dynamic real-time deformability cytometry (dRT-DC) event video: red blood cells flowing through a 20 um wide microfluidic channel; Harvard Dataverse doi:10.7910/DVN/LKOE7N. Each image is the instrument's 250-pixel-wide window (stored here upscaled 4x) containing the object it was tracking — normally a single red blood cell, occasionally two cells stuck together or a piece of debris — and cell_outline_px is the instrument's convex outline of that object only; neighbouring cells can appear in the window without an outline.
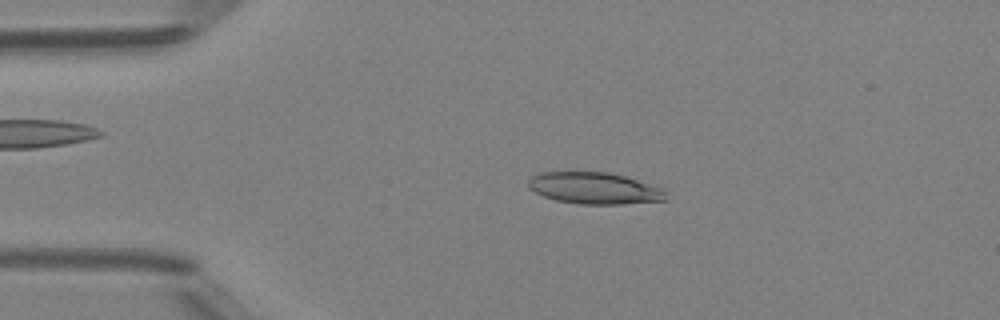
{"species": "Egyptian fruit bat (a non-hibernating species)", "species_latin": "Rousettus aegyptiacus", "temperature_condition": "room temperature", "stored_images_in_passage": 49, "camera_frame_rate_fps": 3000, "um_per_image_px": 0.085, "animal": {"sex": "female"}, "frame": {"image": 1, "passage_image": 10, "time_ms": 3.0, "image_size_px": [1000, 320], "cell_outline_px": [[668, 200], [620, 204], [580, 204], [556, 200], [544, 196], [528, 188], [528, 180], [532, 176], [540, 172], [608, 172], [624, 176], [664, 188]], "centroid_in_image_um": [50.54, 16.0], "position_along_channel_um": 34.5, "area_um2": 25.37}}
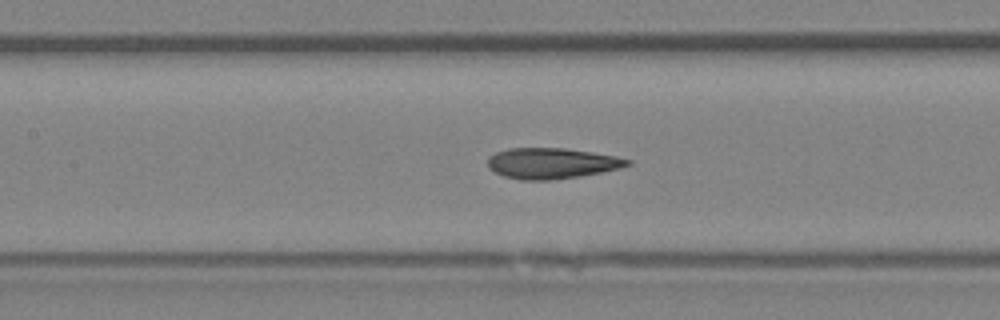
{"frame": {"image": 2, "passage_image": 22, "time_ms": 7.0, "image_size_px": [1000, 320], "cell_outline_px": [[632, 164], [620, 168], [580, 176], [548, 180], [520, 180], [504, 176], [488, 168], [488, 156], [496, 152], [508, 148], [564, 148], [592, 152], [616, 156], [632, 160]], "centroid_in_image_um": [46.89, 13.87], "position_along_channel_um": 160.5, "area_um2": 25.03}}
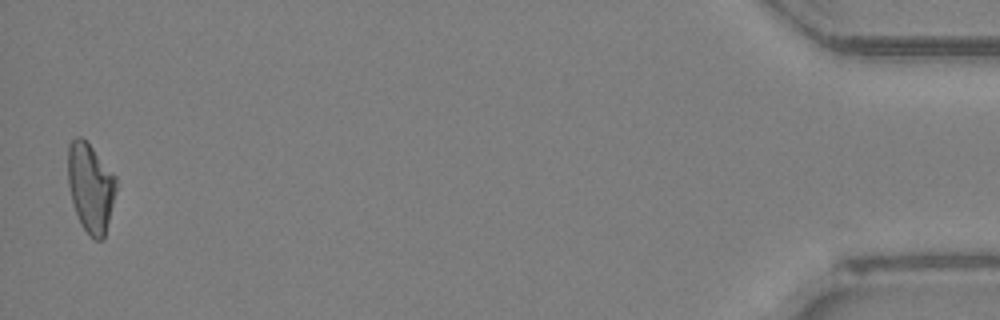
{"frame": {"image": 3, "passage_image": 48, "time_ms": 15.667, "image_size_px": [1000, 320], "cell_outline_px": [[116, 188], [104, 236], [100, 240], [96, 240], [84, 228], [76, 212], [72, 200], [68, 184], [68, 144], [76, 136], [80, 136], [92, 148], [116, 176]], "centroid_in_image_um": [7.68, 15.89], "position_along_channel_um": 427.5, "area_um2": 24.28}, "authors_computed_cell_mechanics": {"area_um2": 24.9696, "velocity_mm_per_s": 4.1647, "shape_relaxation_time_tau1_ms": 10.5658, "shape_relaxation_time_tau2_ms": 2.8087, "deformation_change_tau1": 0.246, "deformation_change_tau2": 0.1052}}